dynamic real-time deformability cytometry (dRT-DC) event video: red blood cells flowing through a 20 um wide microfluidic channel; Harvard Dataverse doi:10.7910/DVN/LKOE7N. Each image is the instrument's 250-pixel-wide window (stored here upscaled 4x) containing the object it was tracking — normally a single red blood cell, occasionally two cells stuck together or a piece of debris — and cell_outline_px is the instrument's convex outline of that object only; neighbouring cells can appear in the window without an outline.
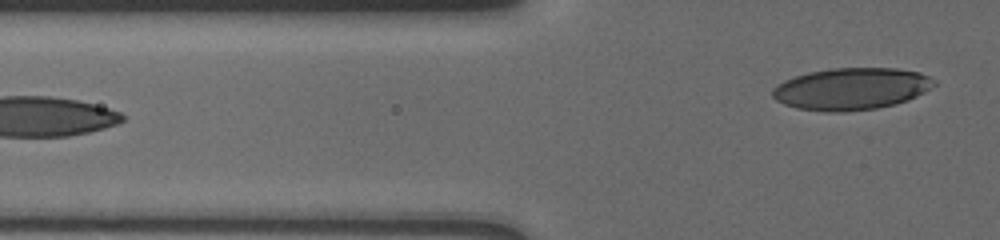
{"species": "human", "species_latin": "Homo sapiens", "temperature_condition": "cold", "stored_images_in_passage": 8, "segment_of_instrument_passage": [2, 2], "camera_frame_rate_fps": 3000, "um_per_image_px": 0.085, "donor": {"sex": "male"}, "frame": {"image": 1, "passage_image": 8, "time_ms": 8.0, "image_size_px": [1000, 240], "cell_outline_px": [[936, 84], [916, 96], [908, 100], [876, 108], [844, 112], [824, 112], [796, 108], [784, 104], [776, 100], [772, 96], [772, 88], [784, 80], [808, 72], [832, 68], [896, 68], [920, 72], [936, 80]], "centroid_in_image_um": [72.34, 7.55], "position_along_channel_um": 53.5, "area_um2": 39.54}}